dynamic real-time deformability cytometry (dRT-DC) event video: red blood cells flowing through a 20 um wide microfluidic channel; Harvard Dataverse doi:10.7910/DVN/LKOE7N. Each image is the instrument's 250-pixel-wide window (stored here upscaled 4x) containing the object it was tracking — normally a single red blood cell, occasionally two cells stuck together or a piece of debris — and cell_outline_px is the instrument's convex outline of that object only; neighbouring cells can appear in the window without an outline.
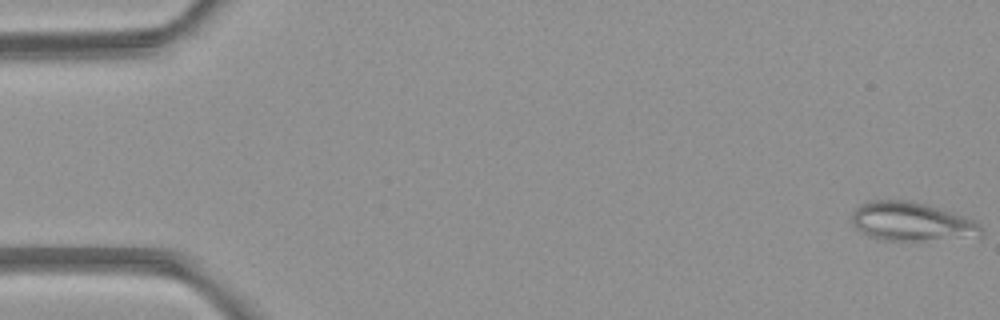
{"species": "common noctule bat (a hibernating species)", "species_latin": "Nyctalus noctula", "temperature_condition": "room temperature", "stored_images_in_passage": 5, "camera_frame_rate_fps": 3000, "um_per_image_px": 0.085, "animal": {"sex": "female", "body_mass_g": 21.9}, "frame": {"image": 1, "passage_image": 1, "time_ms": 0.0, "image_size_px": [1000, 320], "cell_outline_px": [[980, 236], [920, 240], [884, 240], [868, 236], [860, 232], [852, 224], [852, 212], [860, 204], [872, 200], [908, 200], [928, 204], [964, 216], [980, 224]], "centroid_in_image_um": [77.42, 18.82], "position_along_channel_um": 7.6, "area_um2": 29.02}}